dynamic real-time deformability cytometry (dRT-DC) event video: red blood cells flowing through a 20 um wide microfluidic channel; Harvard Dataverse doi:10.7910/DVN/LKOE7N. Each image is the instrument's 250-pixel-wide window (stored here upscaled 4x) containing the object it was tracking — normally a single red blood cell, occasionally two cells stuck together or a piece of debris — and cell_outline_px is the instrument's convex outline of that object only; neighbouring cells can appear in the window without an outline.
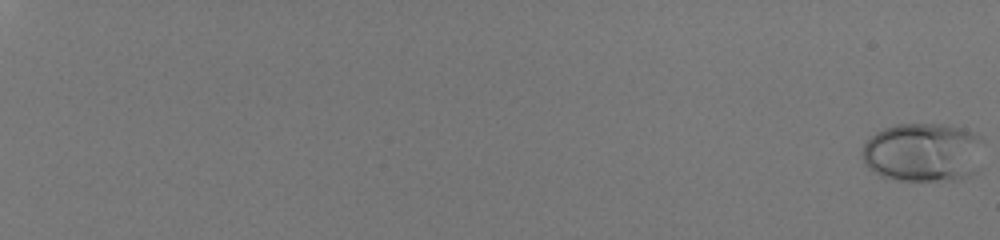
{"species": "human", "species_latin": "Homo sapiens", "temperature_condition": "room temperature", "stored_images_in_passage": 16, "camera_frame_rate_fps": 3000, "um_per_image_px": 0.085, "donor": {"sex": "male"}, "frame": {"image": 1, "passage_image": 1, "time_ms": 0.0, "image_size_px": [1000, 240], "cell_outline_px": [[984, 140], [980, 168], [972, 176], [960, 180], [896, 180], [880, 176], [868, 168], [864, 160], [864, 144], [876, 132], [884, 128], [896, 124], [948, 124], [964, 128], [980, 136]], "centroid_in_image_um": [78.55, 12.95], "position_along_channel_um": 6.4, "area_um2": 42.48}}